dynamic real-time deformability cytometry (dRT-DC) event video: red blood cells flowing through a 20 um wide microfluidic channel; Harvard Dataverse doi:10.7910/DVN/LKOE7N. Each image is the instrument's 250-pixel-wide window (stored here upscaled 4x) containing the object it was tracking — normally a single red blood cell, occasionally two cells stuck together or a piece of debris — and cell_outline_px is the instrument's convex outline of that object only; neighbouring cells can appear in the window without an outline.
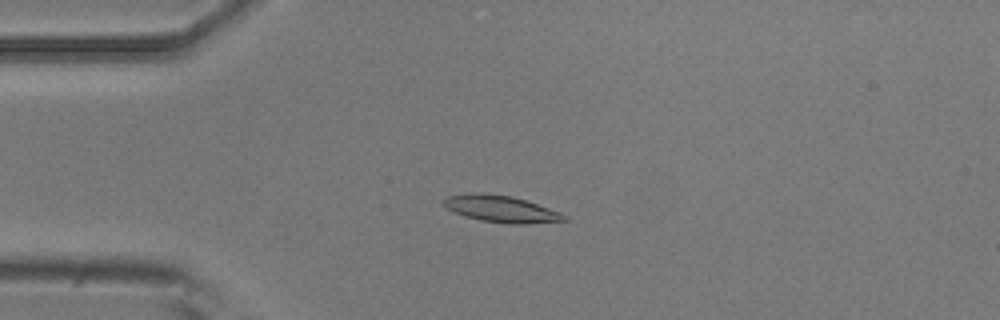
{"species": "common noctule bat (a hibernating species)", "species_latin": "Nyctalus noctula", "temperature_condition": "room temperature", "stored_images_in_passage": 14, "camera_frame_rate_fps": 3000, "um_per_image_px": 0.085, "animal": {"sex": "male", "body_mass_g": 20.5, "forearm_length_mm": 52.5}, "frame": {"image": 1, "passage_image": 3, "time_ms": 0.667, "image_size_px": [1000, 320], "cell_outline_px": [[568, 220], [528, 224], [508, 224], [480, 220], [464, 216], [440, 204], [440, 200], [448, 196], [468, 192], [476, 192], [512, 196], [560, 212], [568, 216]], "centroid_in_image_um": [42.55, 17.75], "position_along_channel_um": 42.5, "area_um2": 18.9}}
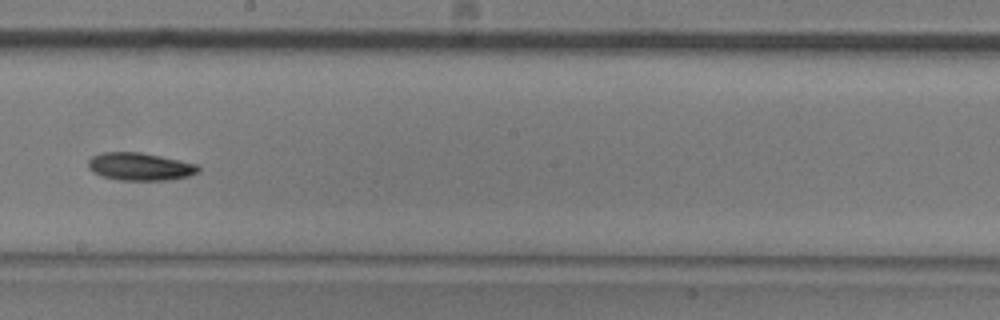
{"frame": {"image": 2, "passage_image": 8, "time_ms": 2.333, "image_size_px": [1000, 320], "cell_outline_px": [[200, 172], [188, 176], [164, 180], [120, 180], [100, 176], [92, 172], [88, 168], [88, 160], [92, 156], [104, 152], [140, 152], [200, 164]], "centroid_in_image_um": [11.9, 14.16], "position_along_channel_um": 236.3, "area_um2": 17.92}}
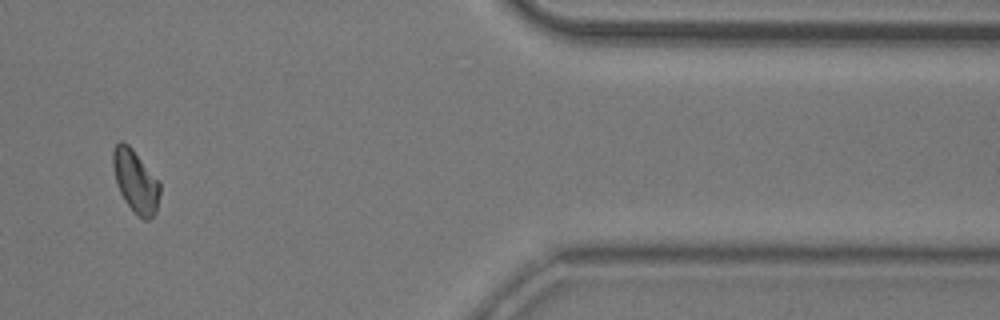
{"frame": {"image": 3, "passage_image": 12, "time_ms": 3.667, "image_size_px": [1000, 320], "cell_outline_px": [[160, 192], [156, 212], [148, 220], [144, 220], [124, 200], [116, 184], [112, 164], [112, 152], [116, 144], [120, 140], [128, 144], [132, 148], [160, 180]], "centroid_in_image_um": [11.52, 15.36], "position_along_channel_um": 399.9, "area_um2": 17.17}}